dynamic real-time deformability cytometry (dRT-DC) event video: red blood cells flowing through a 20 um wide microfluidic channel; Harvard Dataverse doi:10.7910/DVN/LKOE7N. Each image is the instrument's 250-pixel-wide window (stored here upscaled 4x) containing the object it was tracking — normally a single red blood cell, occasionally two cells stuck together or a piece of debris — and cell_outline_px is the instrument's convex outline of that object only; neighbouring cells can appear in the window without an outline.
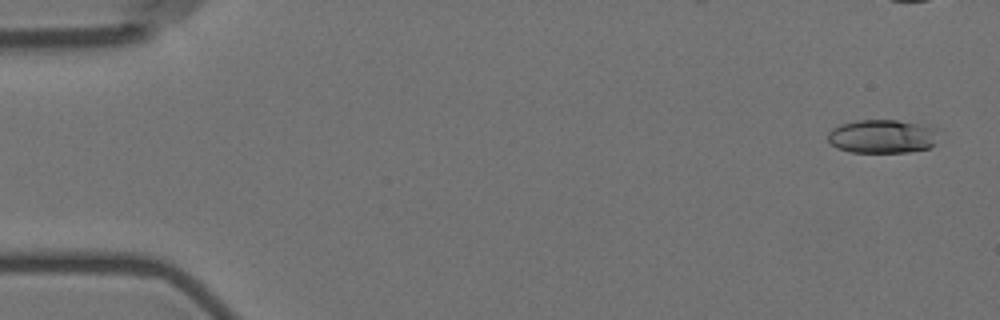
{"species": "Egyptian fruit bat (a non-hibernating species)", "species_latin": "Rousettus aegyptiacus", "temperature_condition": "room temperature", "stored_images_in_passage": 5, "segment_of_instrument_passage": [2, 2], "camera_frame_rate_fps": 3000, "um_per_image_px": 0.085, "animal": {"sex": "female"}, "frame": {"image": 1, "passage_image": 5, "time_ms": 4.667, "image_size_px": [1000, 320], "cell_outline_px": [[940, 128], [936, 144], [928, 148], [908, 152], [852, 152], [836, 148], [828, 140], [828, 132], [832, 128], [840, 124], [856, 120], [896, 120]], "centroid_in_image_um": [75.03, 11.59], "position_along_channel_um": 10.0, "area_um2": 21.96}}